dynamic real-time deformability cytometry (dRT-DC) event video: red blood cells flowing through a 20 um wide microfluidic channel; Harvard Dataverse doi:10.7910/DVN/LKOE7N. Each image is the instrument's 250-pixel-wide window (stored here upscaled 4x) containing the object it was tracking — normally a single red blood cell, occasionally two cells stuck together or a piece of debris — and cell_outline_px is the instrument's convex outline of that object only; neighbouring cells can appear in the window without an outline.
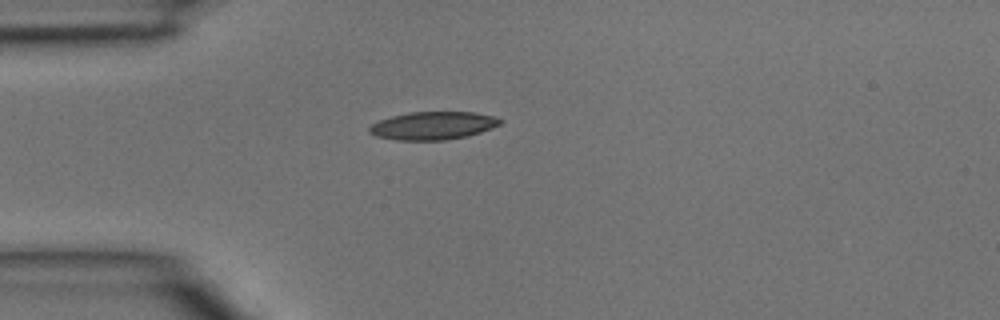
{"species": "common noctule bat (a hibernating species)", "species_latin": "Nyctalus noctula", "temperature_condition": "room temperature", "stored_images_in_passage": 1, "camera_frame_rate_fps": 3000, "um_per_image_px": 0.085, "animal": {"sex": "male", "body_mass_g": 15.6}, "frame": {"image": 1, "passage_image": 1, "time_ms": 0.0, "image_size_px": [1000, 320], "cell_outline_px": [[504, 120], [500, 124], [492, 128], [468, 136], [444, 140], [396, 140], [376, 136], [368, 132], [368, 128], [372, 124], [380, 120], [392, 116], [408, 112], [472, 112], [492, 116]], "centroid_in_image_um": [36.79, 10.68], "position_along_channel_um": 48.2, "area_um2": 21.27}}